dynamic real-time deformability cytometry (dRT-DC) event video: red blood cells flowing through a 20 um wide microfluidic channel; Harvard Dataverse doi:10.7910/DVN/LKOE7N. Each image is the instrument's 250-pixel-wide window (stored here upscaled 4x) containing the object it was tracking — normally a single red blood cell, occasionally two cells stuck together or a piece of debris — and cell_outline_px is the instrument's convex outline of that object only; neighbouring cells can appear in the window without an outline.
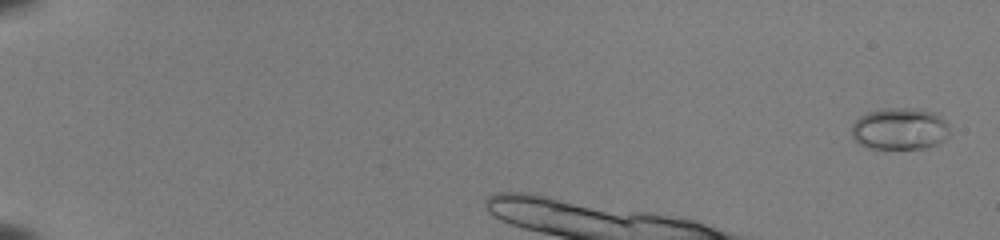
{"species": "common noctule bat (a hibernating species)", "species_latin": "Nyctalus noctula", "temperature_condition": "room temperature", "stored_images_in_passage": 11, "camera_frame_rate_fps": 3000, "um_per_image_px": 0.085, "animal": {"sex": "female", "body_mass_g": 22.0, "forearm_length_mm": 56.7}, "frame": {"image": 1, "passage_image": 2, "time_ms": 0.333, "image_size_px": [1000, 240], "cell_outline_px": [[948, 136], [944, 140], [936, 144], [924, 148], [868, 148], [852, 140], [852, 124], [860, 116], [868, 112], [880, 108], [920, 108], [932, 112], [940, 116], [944, 120], [948, 128]], "centroid_in_image_um": [76.44, 10.94], "position_along_channel_um": 8.6, "area_um2": 23.99}}